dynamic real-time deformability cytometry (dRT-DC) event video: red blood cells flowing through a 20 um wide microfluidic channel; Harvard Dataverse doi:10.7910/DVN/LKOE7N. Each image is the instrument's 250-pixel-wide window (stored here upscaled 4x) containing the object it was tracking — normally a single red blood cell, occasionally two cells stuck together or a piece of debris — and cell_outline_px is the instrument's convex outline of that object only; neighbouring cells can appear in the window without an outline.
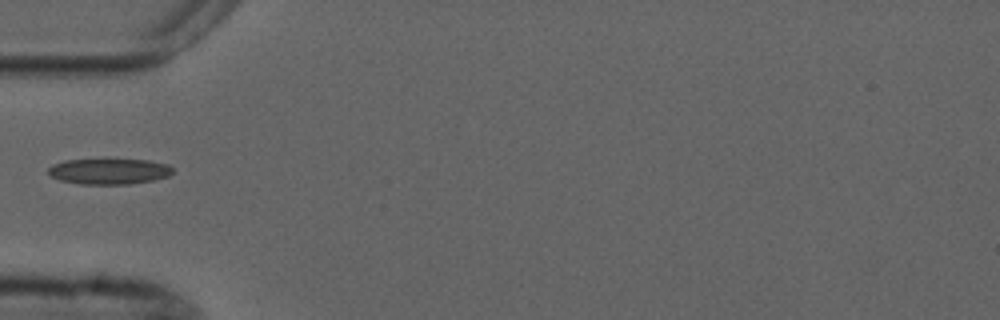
{"species": "common noctule bat (a hibernating species)", "species_latin": "Nyctalus noctula", "temperature_condition": "cold", "stored_images_in_passage": 1, "camera_frame_rate_fps": 3000, "um_per_image_px": 0.085, "animal": {"sex": "male", "forearm_length_mm": 52.5}, "frame": {"image": 1, "passage_image": 1, "time_ms": 0.0, "image_size_px": [1000, 320], "cell_outline_px": [[172, 172], [168, 176], [152, 180], [128, 184], [80, 184], [60, 180], [52, 176], [48, 172], [48, 168], [52, 164], [64, 160], [148, 160], [168, 164], [172, 168]], "centroid_in_image_um": [9.25, 14.56], "position_along_channel_um": 75.7, "area_um2": 18.44}}